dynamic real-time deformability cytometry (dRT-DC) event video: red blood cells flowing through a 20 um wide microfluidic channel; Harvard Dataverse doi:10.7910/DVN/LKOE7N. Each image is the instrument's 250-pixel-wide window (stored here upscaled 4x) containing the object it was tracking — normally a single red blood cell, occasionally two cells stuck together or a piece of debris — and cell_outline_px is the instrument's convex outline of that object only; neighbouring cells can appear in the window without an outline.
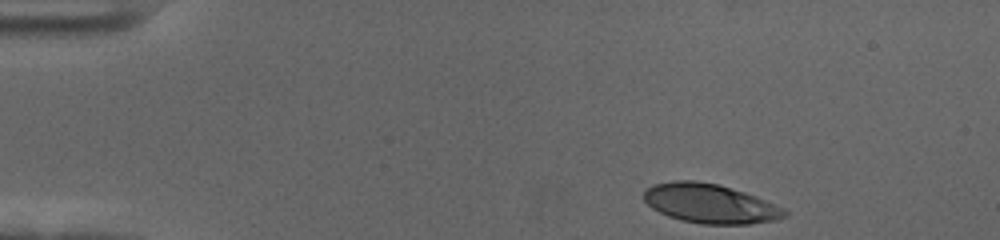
{"species": "human", "species_latin": "Homo sapiens", "temperature_condition": "cold", "stored_images_in_passage": 42, "camera_frame_rate_fps": 3000, "um_per_image_px": 0.085, "donor": {"sex": "female"}, "frame": {"image": 1, "passage_image": 1, "time_ms": 0.0, "image_size_px": [1000, 240], "cell_outline_px": [[788, 216], [776, 220], [748, 224], [700, 224], [680, 220], [668, 216], [652, 208], [644, 200], [644, 192], [652, 184], [672, 180], [696, 180], [720, 184], [756, 196], [788, 212]], "centroid_in_image_um": [60.32, 17.29], "position_along_channel_um": 24.7, "area_um2": 32.25}}
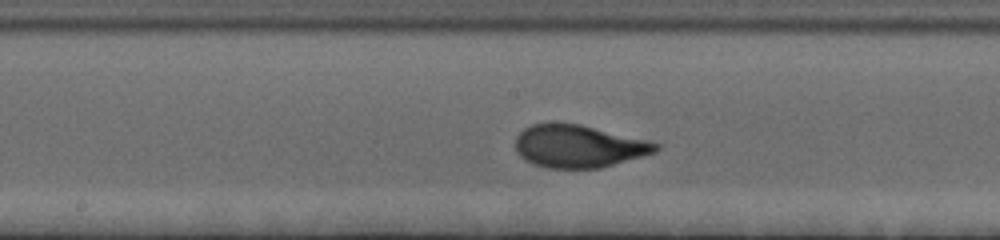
{"frame": {"image": 2, "passage_image": 23, "time_ms": 7.333, "image_size_px": [1000, 240], "cell_outline_px": [[660, 148], [656, 152], [600, 168], [548, 168], [532, 164], [524, 160], [516, 152], [516, 136], [524, 128], [532, 124], [580, 124], [648, 140], [660, 144]], "centroid_in_image_um": [49.18, 12.44], "position_along_channel_um": 199.0, "area_um2": 34.68}}
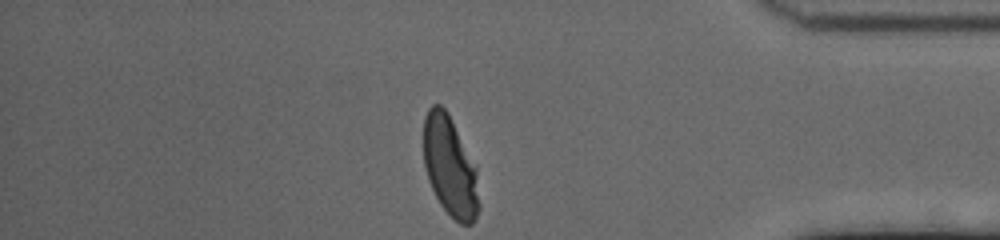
{"frame": {"image": 3, "passage_image": 42, "time_ms": 13.667, "image_size_px": [1000, 240], "cell_outline_px": [[480, 208], [472, 224], [460, 224], [440, 204], [428, 180], [424, 168], [424, 116], [428, 108], [432, 104], [440, 104], [448, 112], [476, 164], [480, 204]], "centroid_in_image_um": [38.27, 14.13], "position_along_channel_um": 396.9, "area_um2": 32.71}, "authors_computed_cell_mechanics": {"area_um2": 33.9864, "velocity_mm_per_s": 3.5439, "shape_relaxation_time_tau1_ms": 3.7613, "shape_relaxation_time_tau2_ms": null, "deformation_change_tau1": 0.2084, "deformation_change_tau2": null}}